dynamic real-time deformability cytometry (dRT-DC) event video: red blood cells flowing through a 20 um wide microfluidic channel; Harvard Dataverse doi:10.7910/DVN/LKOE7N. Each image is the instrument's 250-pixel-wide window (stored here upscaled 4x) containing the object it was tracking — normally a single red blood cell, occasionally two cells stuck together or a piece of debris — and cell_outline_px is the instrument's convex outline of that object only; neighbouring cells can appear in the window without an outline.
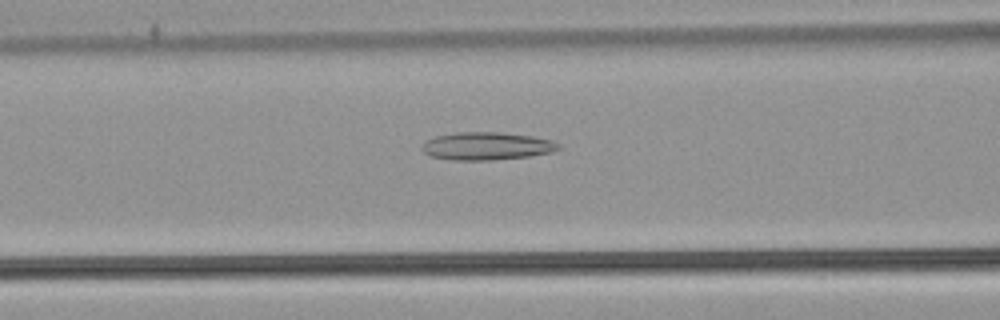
{"species": "common noctule bat (a hibernating species)", "species_latin": "Nyctalus noctula", "temperature_condition": "warm", "stored_images_in_passage": 52, "camera_frame_rate_fps": 3000, "um_per_image_px": 0.085, "animal": {"sex": "male", "body_mass_g": 21.5, "forearm_length_mm": 52.0}, "frame": {"image": 1, "passage_image": 21, "time_ms": 6.667, "image_size_px": [1000, 320], "cell_outline_px": [[560, 148], [552, 152], [528, 156], [492, 160], [452, 160], [428, 156], [420, 148], [424, 140], [436, 136], [456, 132], [500, 132], [532, 136], [552, 140], [560, 144]], "centroid_in_image_um": [41.32, 12.41], "position_along_channel_um": 125.3, "area_um2": 22.31}}
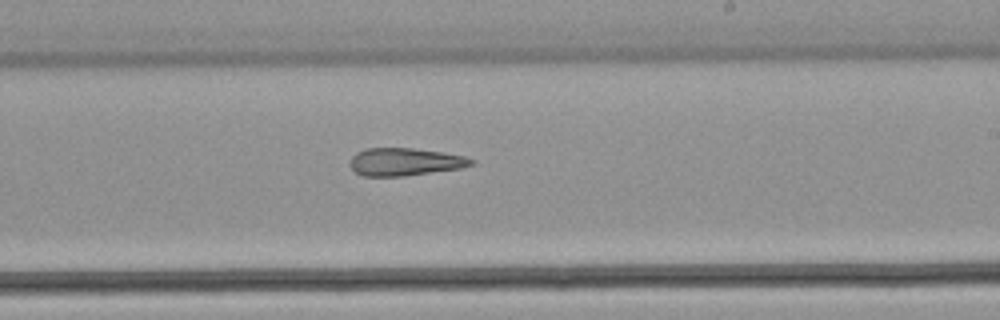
{"frame": {"image": 2, "passage_image": 31, "time_ms": 10.0, "image_size_px": [1000, 320], "cell_outline_px": [[476, 164], [460, 168], [404, 176], [364, 176], [356, 172], [348, 164], [352, 156], [356, 152], [364, 148], [412, 148], [440, 152], [464, 156], [476, 160]], "centroid_in_image_um": [34.4, 13.75], "position_along_channel_um": 254.6, "area_um2": 19.59}}
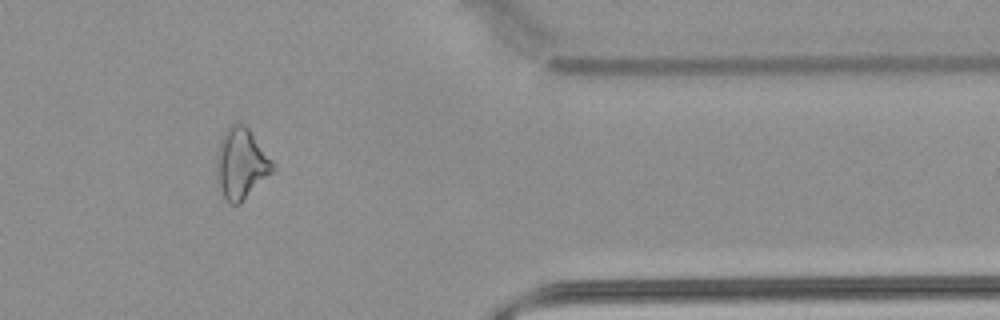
{"frame": {"image": 3, "passage_image": 43, "time_ms": 14.0, "image_size_px": [1000, 320], "cell_outline_px": [[276, 168], [240, 204], [228, 204], [224, 196], [220, 184], [216, 164], [216, 152], [220, 140], [224, 132], [232, 124], [244, 124], [248, 128], [272, 160]], "centroid_in_image_um": [20.5, 13.91], "position_along_channel_um": 390.9, "area_um2": 22.72}, "authors_computed_cell_mechanics": {"area_um2": 23.1778, "velocity_mm_per_s": 3.8865, "shape_relaxation_time_tau1_ms": null, "shape_relaxation_time_tau2_ms": 8.7146, "deformation_change_tau1": null, "deformation_change_tau2": 0.2649}}